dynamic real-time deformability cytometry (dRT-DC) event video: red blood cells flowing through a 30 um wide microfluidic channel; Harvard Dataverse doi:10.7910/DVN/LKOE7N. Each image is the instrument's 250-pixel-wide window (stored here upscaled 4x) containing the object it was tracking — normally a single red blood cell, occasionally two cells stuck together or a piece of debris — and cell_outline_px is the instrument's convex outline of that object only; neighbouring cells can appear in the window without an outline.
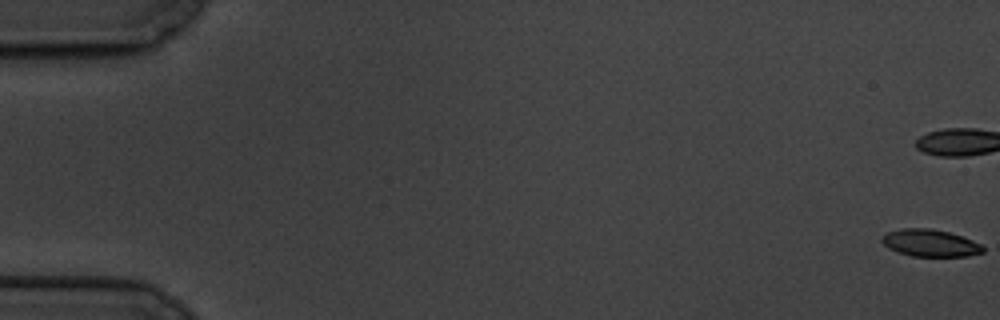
{"species": "common noctule bat (a hibernating species)", "species_latin": "Nyctalus noctula", "temperature_condition": "cold", "stored_images_in_passage": 17, "camera_frame_rate_fps": 3000, "um_per_image_px": 0.085, "animal": {"sex": "male", "body_mass_g": 19.5, "forearm_length_mm": 54.6}, "frame": {"image": 1, "passage_image": 1, "time_ms": 0.0, "image_size_px": [1000, 320], "cell_outline_px": [[984, 252], [968, 256], [912, 256], [888, 248], [880, 240], [880, 236], [888, 232], [900, 228], [932, 228], [948, 232], [972, 240], [980, 244], [984, 248]], "centroid_in_image_um": [79.04, 20.65], "position_along_channel_um": 6.0, "area_um2": 15.95}, "authors_computed_cell_mechanics": {"area_um2": 17.2244, "velocity_mm_per_s": 3.4054, "shape_relaxation_time_tau1_ms": 5.5162, "shape_relaxation_time_tau2_ms": 2.7046, "deformation_change_tau1": 0.1301, "deformation_change_tau2": 0.0865}}